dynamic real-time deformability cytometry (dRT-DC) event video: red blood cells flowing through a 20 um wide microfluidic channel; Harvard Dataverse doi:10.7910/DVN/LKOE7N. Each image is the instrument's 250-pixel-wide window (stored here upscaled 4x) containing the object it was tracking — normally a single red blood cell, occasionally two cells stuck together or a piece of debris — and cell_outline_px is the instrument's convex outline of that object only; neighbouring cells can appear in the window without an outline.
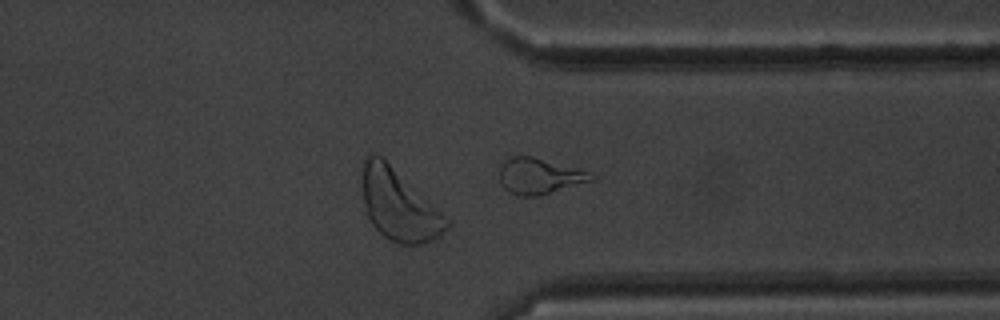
{"species": "common noctule bat (a hibernating species)", "species_latin": "Nyctalus noctula", "temperature_condition": "warm", "stored_images_in_passage": 39, "camera_frame_rate_fps": 3000, "um_per_image_px": 0.085, "animal": {"sex": "male", "body_mass_g": 20.1, "forearm_length_mm": 53.5}, "frame": {"image": 1, "passage_image": 39, "time_ms": 12.667, "image_size_px": [1000, 320], "cell_outline_px": [[596, 180], [540, 196], [516, 196], [508, 192], [500, 184], [500, 164], [504, 160], [512, 156], [532, 156], [580, 168], [596, 176]], "centroid_in_image_um": [45.87, 14.97], "position_along_channel_um": 365.5, "area_um2": 19.71}}